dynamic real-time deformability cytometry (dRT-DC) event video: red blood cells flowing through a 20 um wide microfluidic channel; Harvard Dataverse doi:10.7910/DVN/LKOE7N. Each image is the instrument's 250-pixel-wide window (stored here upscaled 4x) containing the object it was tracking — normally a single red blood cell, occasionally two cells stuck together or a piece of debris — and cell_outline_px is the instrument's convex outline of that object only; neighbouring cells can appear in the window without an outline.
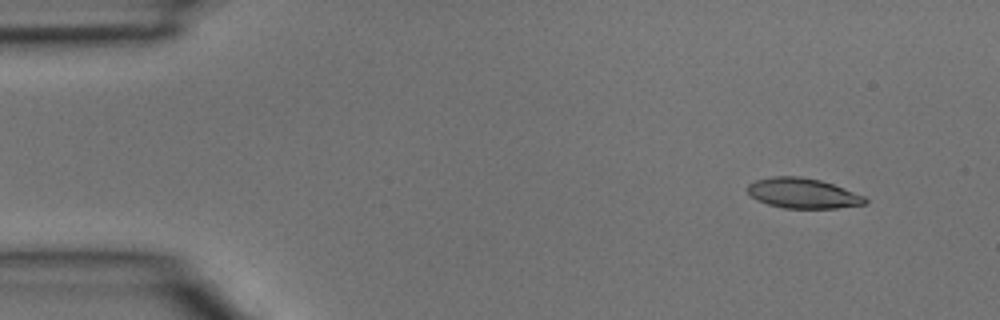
{"species": "common noctule bat (a hibernating species)", "species_latin": "Nyctalus noctula", "temperature_condition": "room temperature", "stored_images_in_passage": 3, "camera_frame_rate_fps": 3000, "um_per_image_px": 0.085, "animal": {"sex": "male", "body_mass_g": 15.6}, "frame": {"image": 1, "passage_image": 1, "time_ms": 0.0, "image_size_px": [1000, 320], "cell_outline_px": [[868, 200], [864, 204], [836, 208], [784, 208], [768, 204], [756, 200], [748, 192], [748, 184], [756, 180], [772, 176], [800, 176], [820, 180], [844, 188], [864, 196]], "centroid_in_image_um": [68.22, 16.42], "position_along_channel_um": 16.8, "area_um2": 20.52}}